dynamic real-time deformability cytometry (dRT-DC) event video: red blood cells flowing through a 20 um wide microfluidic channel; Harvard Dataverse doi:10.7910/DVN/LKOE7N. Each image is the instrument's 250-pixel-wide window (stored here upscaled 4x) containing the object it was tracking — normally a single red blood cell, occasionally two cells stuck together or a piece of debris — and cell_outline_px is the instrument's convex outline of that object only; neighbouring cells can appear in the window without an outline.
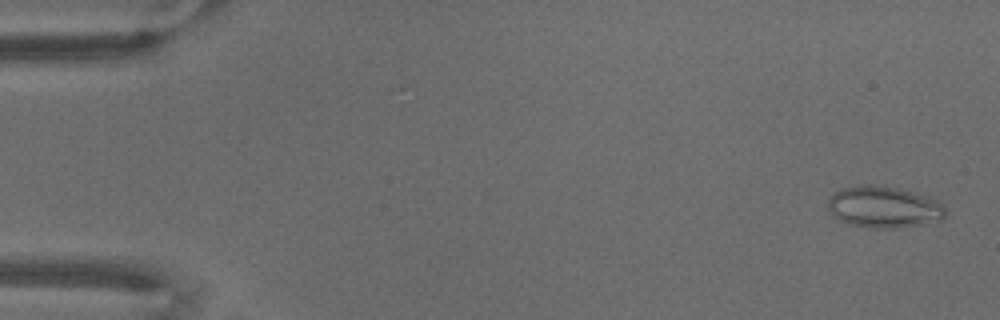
{"species": "common noctule bat (a hibernating species)", "species_latin": "Nyctalus noctula", "temperature_condition": "warm", "stored_images_in_passage": 71, "camera_frame_rate_fps": 3000, "um_per_image_px": 0.085, "animal": {"sex": "male", "body_mass_g": 18.8}, "frame": {"image": 1, "passage_image": 3, "time_ms": 0.667, "image_size_px": [1000, 320], "cell_outline_px": [[944, 216], [940, 220], [920, 224], [896, 228], [872, 228], [848, 224], [840, 220], [828, 208], [828, 200], [840, 188], [864, 184], [868, 184], [896, 188], [924, 196], [936, 200], [944, 208]], "centroid_in_image_um": [75.08, 17.6], "position_along_channel_um": 9.9, "area_um2": 27.86}}
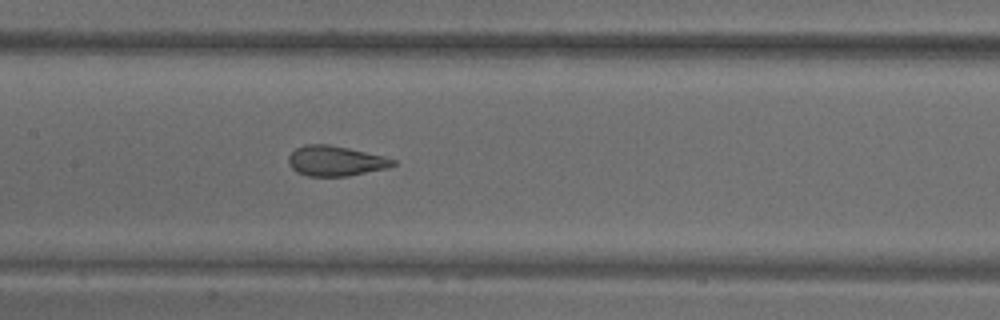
{"frame": {"image": 2, "passage_image": 35, "time_ms": 11.333, "image_size_px": [1000, 320], "cell_outline_px": [[396, 164], [388, 168], [348, 176], [308, 176], [296, 172], [288, 164], [288, 156], [296, 148], [304, 144], [328, 144], [348, 148], [384, 156], [396, 160]], "centroid_in_image_um": [28.51, 13.68], "position_along_channel_um": 178.9, "area_um2": 18.44}}
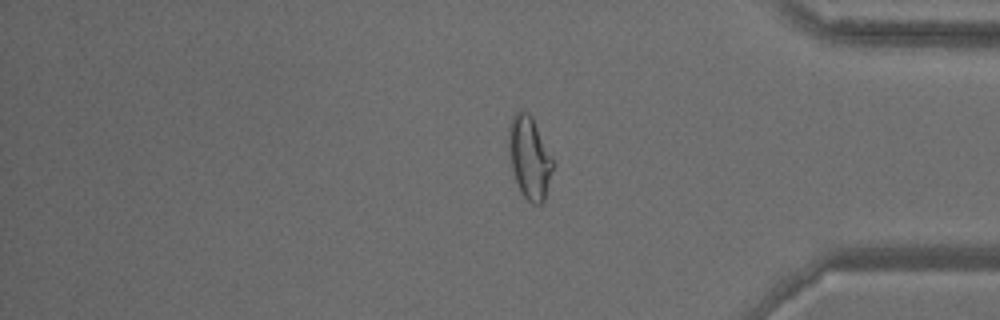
{"frame": {"image": 3, "passage_image": 59, "time_ms": 19.333, "image_size_px": [1000, 320], "cell_outline_px": [[552, 168], [544, 200], [540, 204], [532, 204], [520, 192], [512, 172], [508, 152], [508, 128], [512, 116], [516, 112], [528, 112], [532, 116], [552, 156]], "centroid_in_image_um": [44.97, 13.38], "position_along_channel_um": 390.2, "area_um2": 21.15}}